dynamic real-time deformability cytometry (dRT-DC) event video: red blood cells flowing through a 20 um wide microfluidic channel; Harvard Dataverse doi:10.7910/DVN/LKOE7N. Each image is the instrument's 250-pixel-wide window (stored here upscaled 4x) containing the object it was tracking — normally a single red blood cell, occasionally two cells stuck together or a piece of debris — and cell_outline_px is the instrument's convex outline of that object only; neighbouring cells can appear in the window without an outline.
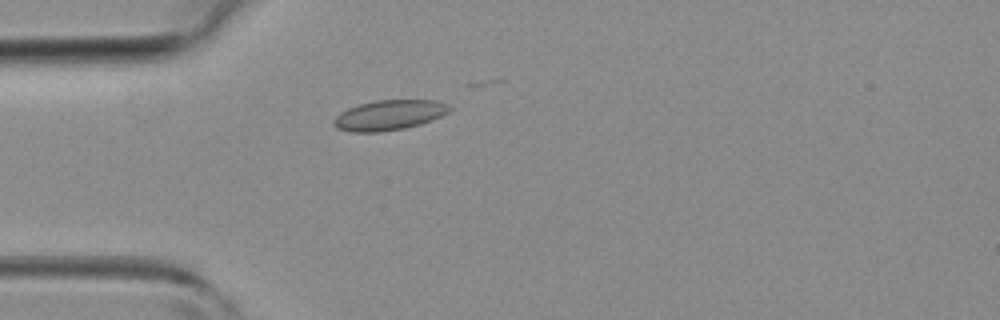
{"species": "common noctule bat (a hibernating species)", "species_latin": "Nyctalus noctula", "temperature_condition": "room temperature", "stored_images_in_passage": 16, "camera_frame_rate_fps": 3000, "um_per_image_px": 0.085, "animal": {"sex": "female", "body_mass_g": 19.3, "forearm_length_mm": 54.1}, "frame": {"image": 1, "passage_image": 12, "time_ms": 3.667, "image_size_px": [1000, 320], "cell_outline_px": [[452, 108], [448, 112], [432, 120], [420, 124], [404, 128], [380, 132], [352, 132], [336, 128], [332, 124], [332, 120], [340, 112], [348, 108], [360, 104], [376, 100], [436, 100], [448, 104]], "centroid_in_image_um": [33.05, 9.78], "position_along_channel_um": 51.9, "area_um2": 20.35}}